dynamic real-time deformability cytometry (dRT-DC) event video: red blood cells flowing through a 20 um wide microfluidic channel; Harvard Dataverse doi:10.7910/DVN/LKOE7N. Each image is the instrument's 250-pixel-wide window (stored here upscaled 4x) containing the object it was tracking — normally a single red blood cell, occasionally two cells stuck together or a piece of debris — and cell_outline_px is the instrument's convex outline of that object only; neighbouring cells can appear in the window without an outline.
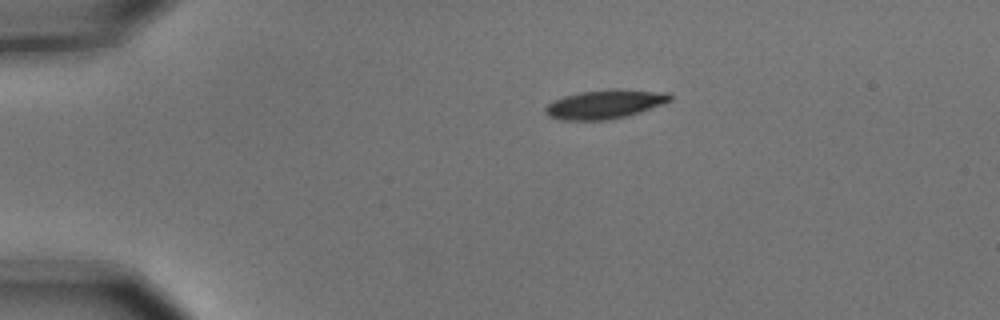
{"species": "common noctule bat (a hibernating species)", "species_latin": "Nyctalus noctula", "temperature_condition": "cold", "stored_images_in_passage": 2, "camera_frame_rate_fps": 3000, "um_per_image_px": 0.085, "animal": {"sex": "male", "body_mass_g": 15.6}, "frame": {"image": 1, "passage_image": 1, "time_ms": 0.0, "image_size_px": [1000, 320], "cell_outline_px": [[672, 100], [640, 112], [608, 120], [560, 120], [548, 116], [544, 112], [544, 108], [552, 100], [564, 96], [580, 92], [612, 88], [620, 88], [668, 92], [672, 96]], "centroid_in_image_um": [51.4, 8.84], "position_along_channel_um": 33.6, "area_um2": 21.27}}